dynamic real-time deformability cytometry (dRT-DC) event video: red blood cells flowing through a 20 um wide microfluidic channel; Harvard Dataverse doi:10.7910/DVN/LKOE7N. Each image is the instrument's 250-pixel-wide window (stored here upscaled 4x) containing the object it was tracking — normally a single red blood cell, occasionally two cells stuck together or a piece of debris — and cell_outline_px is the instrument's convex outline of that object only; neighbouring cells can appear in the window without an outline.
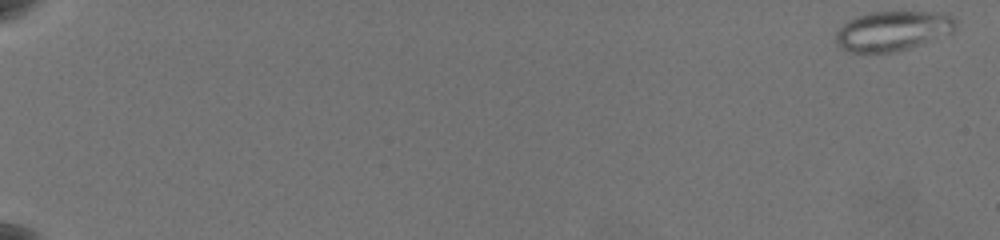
{"species": "common noctule bat (a hibernating species)", "species_latin": "Nyctalus noctula", "temperature_condition": "warm", "stored_images_in_passage": 62, "camera_frame_rate_fps": 3000, "um_per_image_px": 0.085, "animal": {"sex": "female", "body_mass_g": 19.5, "forearm_length_mm": 54.1}, "frame": {"image": 1, "passage_image": 1, "time_ms": 0.0, "image_size_px": [1000, 240], "cell_outline_px": [[956, 28], [952, 32], [920, 44], [908, 48], [892, 52], [848, 52], [840, 48], [836, 44], [836, 32], [848, 20], [856, 16], [872, 12], [936, 12], [952, 16], [956, 20]], "centroid_in_image_um": [75.85, 2.62], "position_along_channel_um": 9.2, "area_um2": 27.57}}
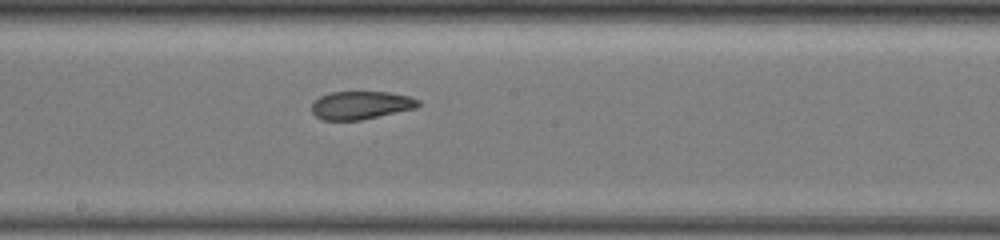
{"frame": {"image": 2, "passage_image": 38, "time_ms": 12.333, "image_size_px": [1000, 240], "cell_outline_px": [[420, 104], [416, 108], [360, 120], [320, 120], [312, 112], [312, 104], [320, 96], [328, 92], [388, 92], [408, 96], [420, 100]], "centroid_in_image_um": [30.66, 8.94], "position_along_channel_um": 217.5, "area_um2": 17.4}}
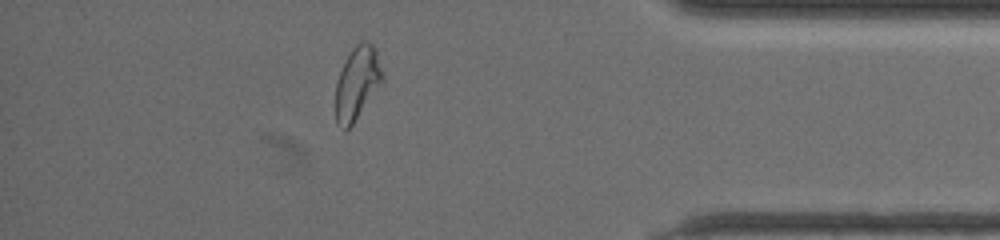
{"frame": {"image": 3, "passage_image": 56, "time_ms": 18.333, "image_size_px": [1000, 240], "cell_outline_px": [[384, 80], [352, 124], [344, 132], [336, 124], [336, 80], [352, 48], [360, 40], [368, 40], [376, 48]], "centroid_in_image_um": [30.36, 7.04], "position_along_channel_um": 404.8, "area_um2": 19.88}, "authors_computed_cell_mechanics": {"area_um2": 20.9236, "velocity_mm_per_s": 3.5386, "shape_relaxation_time_tau1_ms": null, "shape_relaxation_time_tau2_ms": 2.2113, "deformation_change_tau1": null, "deformation_change_tau2": 0.0879}}